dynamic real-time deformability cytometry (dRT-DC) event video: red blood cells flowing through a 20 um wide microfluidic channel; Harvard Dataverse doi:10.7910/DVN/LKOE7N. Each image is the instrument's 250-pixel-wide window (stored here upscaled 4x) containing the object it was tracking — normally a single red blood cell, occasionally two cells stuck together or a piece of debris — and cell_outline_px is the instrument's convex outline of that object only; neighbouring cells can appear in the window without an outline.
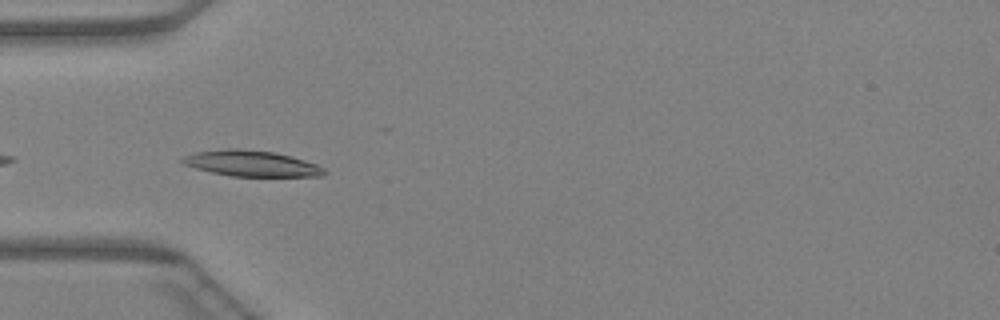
{"species": "Egyptian fruit bat (a non-hibernating species)", "species_latin": "Rousettus aegyptiacus", "temperature_condition": "warm", "stored_images_in_passage": 5, "camera_frame_rate_fps": 3000, "um_per_image_px": 0.085, "animal": {"sex": "female"}, "frame": {"image": 1, "passage_image": 2, "time_ms": 0.333, "image_size_px": [1000, 320], "cell_outline_px": [[328, 172], [324, 176], [232, 176], [212, 172], [196, 168], [184, 164], [180, 160], [184, 156], [196, 152], [224, 148], [236, 148], [276, 152], [292, 156], [316, 164], [324, 168]], "centroid_in_image_um": [21.4, 13.89], "position_along_channel_um": 63.6, "area_um2": 21.39}}